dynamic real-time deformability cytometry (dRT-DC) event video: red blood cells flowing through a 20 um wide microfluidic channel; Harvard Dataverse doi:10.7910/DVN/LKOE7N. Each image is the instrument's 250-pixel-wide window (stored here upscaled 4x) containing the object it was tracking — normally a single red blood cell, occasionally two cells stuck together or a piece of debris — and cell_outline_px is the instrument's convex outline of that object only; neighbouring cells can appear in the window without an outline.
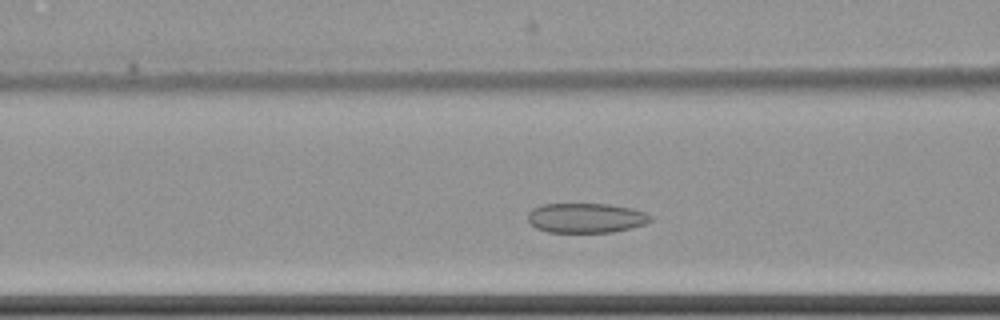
{"species": "common noctule bat (a hibernating species)", "species_latin": "Nyctalus noctula", "temperature_condition": "cold", "stored_images_in_passage": 40, "camera_frame_rate_fps": 3000, "um_per_image_px": 0.085, "animal": {"sex": "female", "body_mass_g": 22.7, "forearm_length_mm": 54.2}, "frame": {"image": 1, "passage_image": 13, "time_ms": 4.0, "image_size_px": [1000, 320], "cell_outline_px": [[652, 220], [644, 224], [632, 228], [612, 232], [548, 232], [536, 228], [528, 220], [528, 212], [532, 208], [544, 204], [608, 204], [632, 208], [644, 212], [652, 216]], "centroid_in_image_um": [49.81, 18.52], "position_along_channel_um": 116.8, "area_um2": 21.27}}
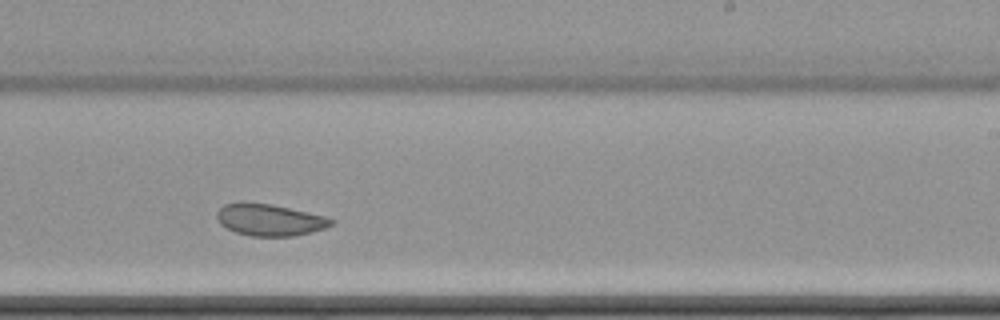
{"frame": {"image": 2, "passage_image": 26, "time_ms": 8.333, "image_size_px": [1000, 320], "cell_outline_px": [[336, 220], [332, 224], [324, 228], [292, 236], [252, 236], [236, 232], [220, 224], [216, 216], [216, 212], [224, 204], [240, 200], [244, 200], [272, 204], [324, 216]], "centroid_in_image_um": [22.85, 18.65], "position_along_channel_um": 266.1, "area_um2": 21.27}}
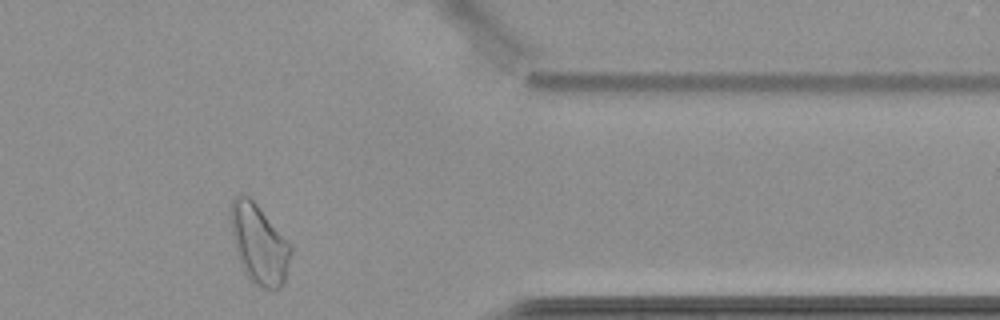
{"frame": {"image": 3, "passage_image": 38, "time_ms": 12.333, "image_size_px": [1000, 320], "cell_outline_px": [[292, 252], [284, 280], [280, 288], [264, 288], [252, 280], [244, 268], [236, 252], [228, 212], [232, 200], [240, 192], [248, 196], [256, 204], [292, 244]], "centroid_in_image_um": [22.02, 20.67], "position_along_channel_um": 389.4, "area_um2": 27.46}, "authors_computed_cell_mechanics": {"area_um2": 21.9929, "velocity_mm_per_s": 3.4489, "shape_relaxation_time_tau1_ms": null, "shape_relaxation_time_tau2_ms": 2.081, "deformation_change_tau1": null, "deformation_change_tau2": 0.0573}}